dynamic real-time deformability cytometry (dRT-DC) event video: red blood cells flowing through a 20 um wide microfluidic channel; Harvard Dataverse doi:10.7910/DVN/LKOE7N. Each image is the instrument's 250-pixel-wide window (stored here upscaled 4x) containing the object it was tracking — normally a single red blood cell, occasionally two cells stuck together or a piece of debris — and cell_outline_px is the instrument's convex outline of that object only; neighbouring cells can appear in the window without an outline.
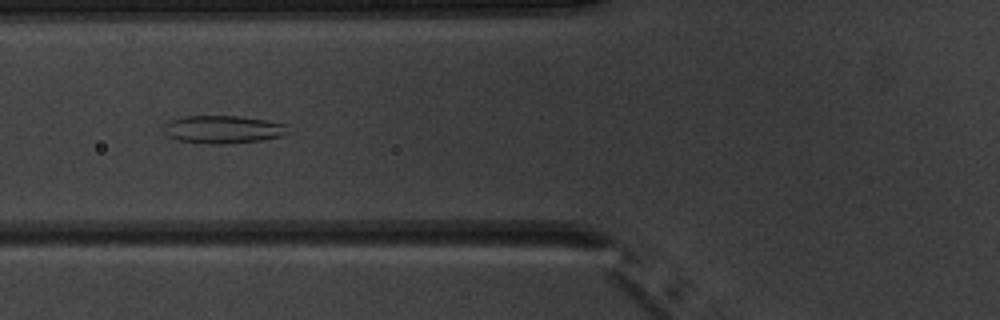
{"species": "common noctule bat (a hibernating species)", "species_latin": "Nyctalus noctula", "temperature_condition": "warm", "stored_images_in_passage": 8, "camera_frame_rate_fps": 3000, "um_per_image_px": 0.085, "animal": {"sex": "male", "body_mass_g": 20.1, "forearm_length_mm": 53.5}, "frame": {"image": 1, "passage_image": 5, "time_ms": 4.667, "image_size_px": [1000, 320], "cell_outline_px": [[292, 132], [280, 136], [260, 140], [224, 144], [204, 144], [176, 140], [168, 136], [164, 132], [164, 124], [172, 120], [184, 116], [236, 116], [264, 120], [288, 124]], "centroid_in_image_um": [18.97, 11.01], "position_along_channel_um": 106.8, "area_um2": 20.29}}
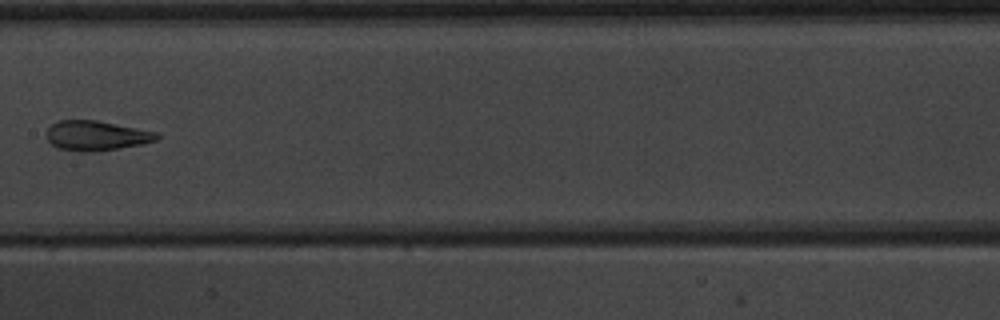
{"frame": {"image": 2, "passage_image": 7, "time_ms": 7.0, "image_size_px": [1000, 320], "cell_outline_px": [[160, 136], [156, 140], [140, 144], [92, 152], [80, 152], [56, 148], [48, 140], [48, 128], [52, 124], [60, 120], [96, 120], [156, 132]], "centroid_in_image_um": [8.15, 11.53], "position_along_channel_um": 199.2, "area_um2": 18.84}}
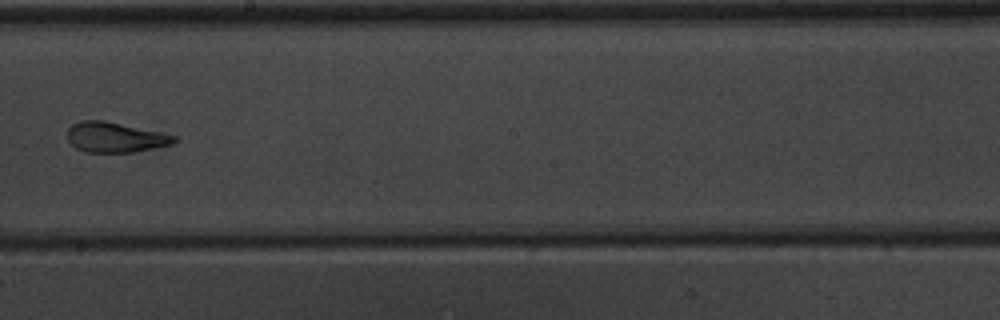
{"frame": {"image": 3, "passage_image": 8, "time_ms": 8.0, "image_size_px": [1000, 320], "cell_outline_px": [[180, 140], [172, 144], [132, 152], [84, 152], [76, 148], [68, 140], [68, 128], [72, 124], [80, 120], [104, 120], [160, 132], [176, 136]], "centroid_in_image_um": [9.78, 11.66], "position_along_channel_um": 238.4, "area_um2": 18.73}}